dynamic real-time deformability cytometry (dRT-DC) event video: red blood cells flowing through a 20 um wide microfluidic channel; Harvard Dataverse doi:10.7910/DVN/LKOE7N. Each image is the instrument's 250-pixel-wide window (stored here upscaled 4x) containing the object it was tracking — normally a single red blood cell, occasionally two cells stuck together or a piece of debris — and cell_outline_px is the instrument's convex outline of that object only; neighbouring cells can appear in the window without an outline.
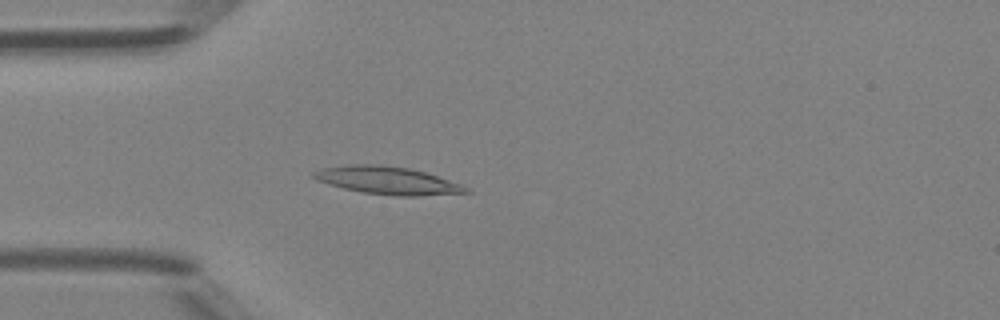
{"species": "Egyptian fruit bat (a non-hibernating species)", "species_latin": "Rousettus aegyptiacus", "temperature_condition": "room temperature", "stored_images_in_passage": 37, "camera_frame_rate_fps": 3000, "um_per_image_px": 0.085, "animal": {"sex": "female"}, "frame": {"image": 1, "passage_image": 6, "time_ms": 1.667, "image_size_px": [1000, 320], "cell_outline_px": [[472, 192], [420, 196], [396, 196], [364, 192], [344, 188], [328, 184], [316, 180], [312, 176], [312, 172], [324, 168], [348, 164], [380, 164], [408, 168], [424, 172], [460, 184], [468, 188]], "centroid_in_image_um": [32.92, 15.34], "position_along_channel_um": 52.1, "area_um2": 24.39}}
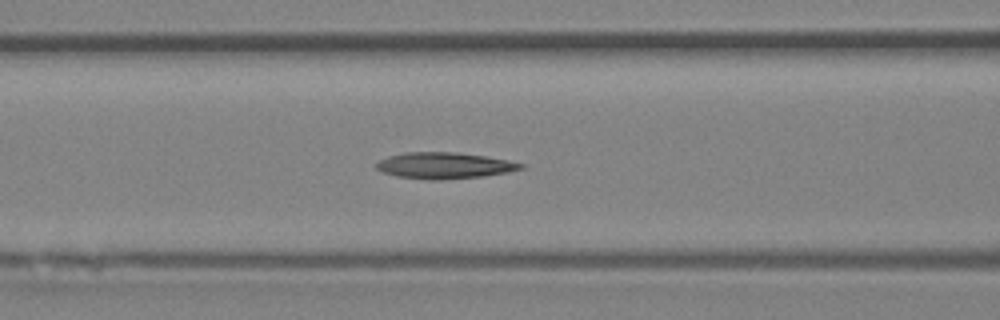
{"frame": {"image": 2, "passage_image": 12, "time_ms": 3.667, "image_size_px": [1000, 320], "cell_outline_px": [[524, 168], [508, 172], [484, 176], [440, 180], [432, 180], [396, 176], [384, 172], [376, 168], [376, 164], [380, 160], [388, 156], [404, 152], [456, 152], [484, 156], [508, 160], [524, 164]], "centroid_in_image_um": [37.77, 14.07], "position_along_channel_um": 128.8, "area_um2": 22.02}}
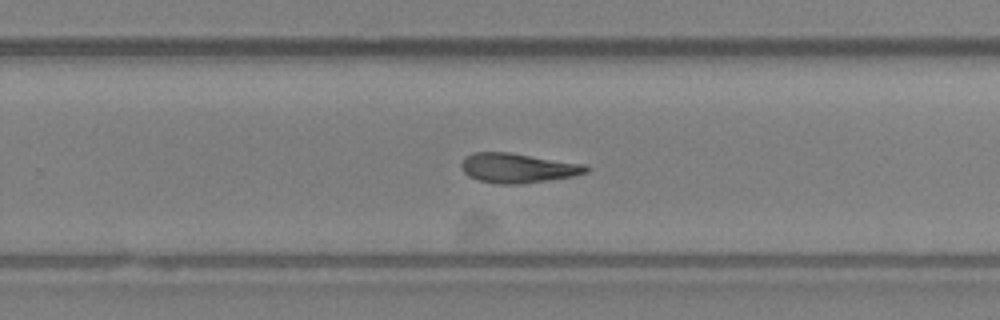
{"frame": {"image": 3, "passage_image": 23, "time_ms": 7.333, "image_size_px": [1000, 320], "cell_outline_px": [[592, 168], [588, 172], [572, 176], [520, 184], [500, 184], [480, 180], [468, 176], [464, 172], [460, 164], [464, 156], [476, 152], [508, 152], [584, 164]], "centroid_in_image_um": [44.0, 14.27], "position_along_channel_um": 285.8, "area_um2": 21.39}, "authors_computed_cell_mechanics": {"area_um2": 21.386, "velocity_mm_per_s": 4.3014, "shape_relaxation_time_tau1_ms": 9.6623, "shape_relaxation_time_tau2_ms": 4.7518, "deformation_change_tau1": 0.2374, "deformation_change_tau2": 0.1491}}